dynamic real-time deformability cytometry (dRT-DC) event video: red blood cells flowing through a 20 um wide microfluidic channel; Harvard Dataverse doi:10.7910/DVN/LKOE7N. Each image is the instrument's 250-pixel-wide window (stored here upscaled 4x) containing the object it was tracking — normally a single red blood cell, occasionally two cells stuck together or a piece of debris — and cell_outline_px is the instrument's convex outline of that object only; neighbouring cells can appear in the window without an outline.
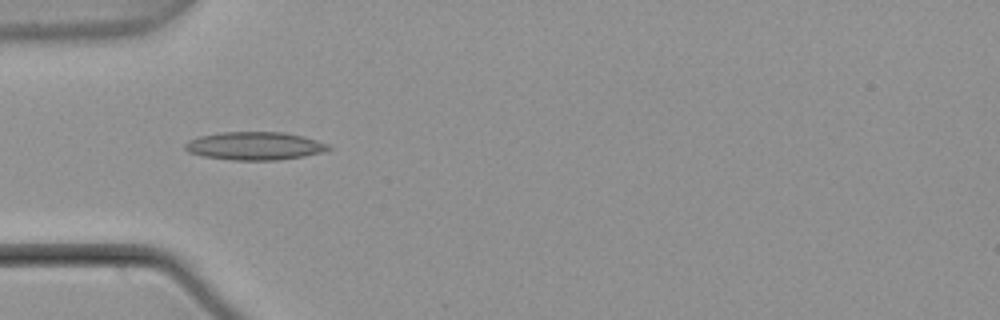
{"species": "common noctule bat (a hibernating species)", "species_latin": "Nyctalus noctula", "temperature_condition": "warm", "stored_images_in_passage": 3, "camera_frame_rate_fps": 3000, "um_per_image_px": 0.085, "animal": {"sex": "male", "body_mass_g": 21.5, "forearm_length_mm": 52.0}, "frame": {"image": 1, "passage_image": 3, "time_ms": 0.667, "image_size_px": [1000, 320], "cell_outline_px": [[332, 148], [324, 152], [304, 156], [276, 160], [232, 160], [204, 156], [188, 152], [184, 148], [184, 144], [188, 140], [200, 136], [220, 132], [284, 132], [304, 136], [332, 144]], "centroid_in_image_um": [21.7, 12.4], "position_along_channel_um": 63.3, "area_um2": 23.7}}